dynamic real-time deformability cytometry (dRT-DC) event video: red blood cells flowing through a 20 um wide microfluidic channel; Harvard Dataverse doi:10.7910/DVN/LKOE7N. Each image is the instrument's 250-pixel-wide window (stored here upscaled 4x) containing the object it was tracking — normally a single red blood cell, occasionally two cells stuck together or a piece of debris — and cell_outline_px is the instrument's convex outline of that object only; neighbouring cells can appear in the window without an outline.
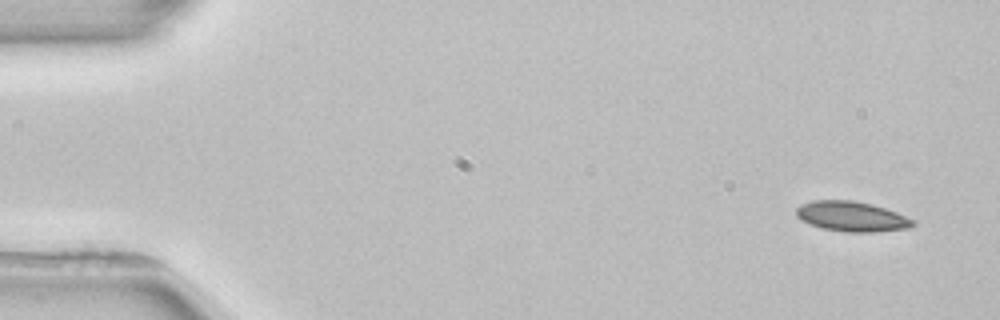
{"species": "common noctule bat (a hibernating species)", "species_latin": "Nyctalus noctula", "temperature_condition": "room temperature", "stored_images_in_passage": 3, "camera_frame_rate_fps": 3000, "um_per_image_px": 0.085, "animal": {"sex": "female", "body_mass_g": 22.7, "forearm_length_mm": 54.2}, "frame": {"image": 1, "passage_image": 1, "time_ms": 0.0, "image_size_px": [1000, 320], "cell_outline_px": [[916, 224], [908, 228], [872, 232], [848, 232], [824, 228], [800, 220], [796, 216], [796, 208], [800, 204], [812, 200], [852, 200], [872, 204], [896, 212], [916, 220]], "centroid_in_image_um": [72.4, 18.39], "position_along_channel_um": 12.6, "area_um2": 20.4}}